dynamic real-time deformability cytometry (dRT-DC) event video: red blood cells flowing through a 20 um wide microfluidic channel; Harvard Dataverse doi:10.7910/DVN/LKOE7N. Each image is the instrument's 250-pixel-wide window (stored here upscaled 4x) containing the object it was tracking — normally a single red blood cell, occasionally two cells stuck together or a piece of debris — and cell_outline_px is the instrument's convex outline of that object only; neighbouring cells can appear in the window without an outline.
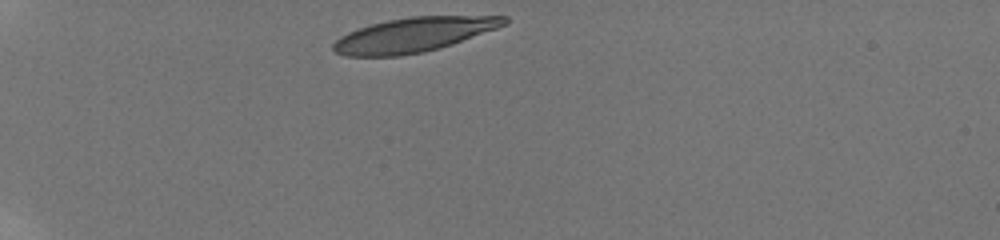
{"species": "human", "species_latin": "Homo sapiens", "temperature_condition": "room temperature", "stored_images_in_passage": 7, "camera_frame_rate_fps": 3000, "um_per_image_px": 0.085, "donor": {"sex": "male"}, "frame": {"image": 1, "passage_image": 1, "time_ms": 0.0, "image_size_px": [1000, 240], "cell_outline_px": [[508, 24], [452, 44], [440, 48], [424, 52], [400, 56], [344, 56], [336, 52], [332, 48], [332, 44], [340, 36], [348, 32], [372, 24], [388, 20], [412, 16], [508, 16]], "centroid_in_image_um": [35.16, 2.96], "position_along_channel_um": 49.8, "area_um2": 34.22}}